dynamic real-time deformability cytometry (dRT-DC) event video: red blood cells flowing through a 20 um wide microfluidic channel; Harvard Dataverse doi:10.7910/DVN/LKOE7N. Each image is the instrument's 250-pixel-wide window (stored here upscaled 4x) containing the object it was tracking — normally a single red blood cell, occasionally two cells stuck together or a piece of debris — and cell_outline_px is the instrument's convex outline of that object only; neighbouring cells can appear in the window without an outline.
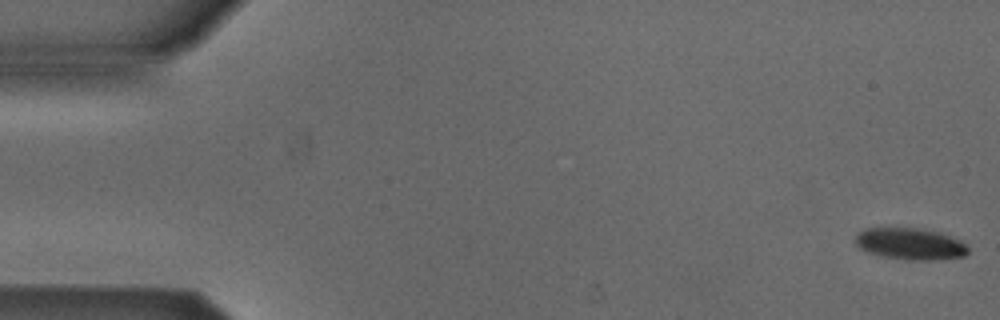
{"species": "Egyptian fruit bat (a non-hibernating species)", "species_latin": "Rousettus aegyptiacus", "temperature_condition": "cold", "stored_images_in_passage": 6, "camera_frame_rate_fps": 3000, "um_per_image_px": 0.085, "animal": {"sex": "male"}, "frame": {"image": 1, "passage_image": 1, "time_ms": 0.0, "image_size_px": [1000, 320], "cell_outline_px": [[968, 252], [964, 256], [936, 260], [908, 260], [880, 256], [868, 252], [860, 248], [852, 240], [864, 228], [920, 228], [936, 232], [960, 240], [968, 248]], "centroid_in_image_um": [77.33, 20.73], "position_along_channel_um": 7.7, "area_um2": 20.75}}